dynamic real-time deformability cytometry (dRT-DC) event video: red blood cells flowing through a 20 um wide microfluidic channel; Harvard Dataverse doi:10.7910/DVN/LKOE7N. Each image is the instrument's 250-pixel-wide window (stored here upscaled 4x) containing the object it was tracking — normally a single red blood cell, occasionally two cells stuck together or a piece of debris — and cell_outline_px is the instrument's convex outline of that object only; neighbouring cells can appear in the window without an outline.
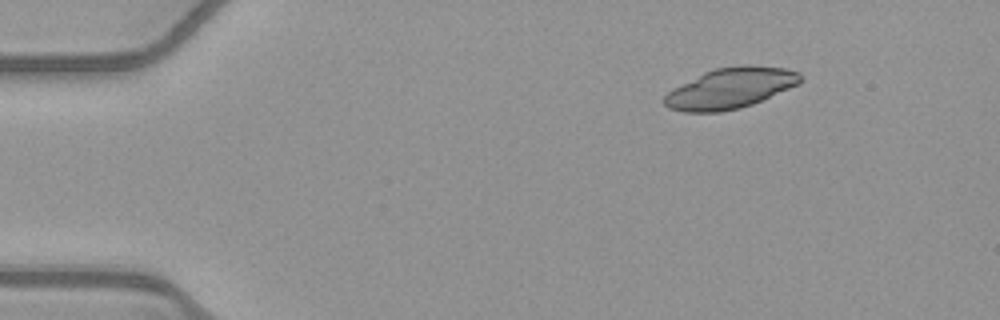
{"species": "common noctule bat (a hibernating species)", "species_latin": "Nyctalus noctula", "temperature_condition": "warm", "stored_images_in_passage": 46, "camera_frame_rate_fps": 3000, "um_per_image_px": 0.085, "animal": {"sex": "female", "body_mass_g": 21.9}, "frame": {"image": 1, "passage_image": 1, "time_ms": 0.0, "image_size_px": [1000, 320], "cell_outline_px": [[804, 80], [800, 84], [752, 104], [740, 108], [720, 112], [684, 112], [668, 108], [664, 104], [664, 96], [668, 92], [704, 72], [716, 68], [740, 64], [748, 64], [784, 68], [800, 72], [804, 76]], "centroid_in_image_um": [62.14, 7.49], "position_along_channel_um": 22.9, "area_um2": 32.31}}